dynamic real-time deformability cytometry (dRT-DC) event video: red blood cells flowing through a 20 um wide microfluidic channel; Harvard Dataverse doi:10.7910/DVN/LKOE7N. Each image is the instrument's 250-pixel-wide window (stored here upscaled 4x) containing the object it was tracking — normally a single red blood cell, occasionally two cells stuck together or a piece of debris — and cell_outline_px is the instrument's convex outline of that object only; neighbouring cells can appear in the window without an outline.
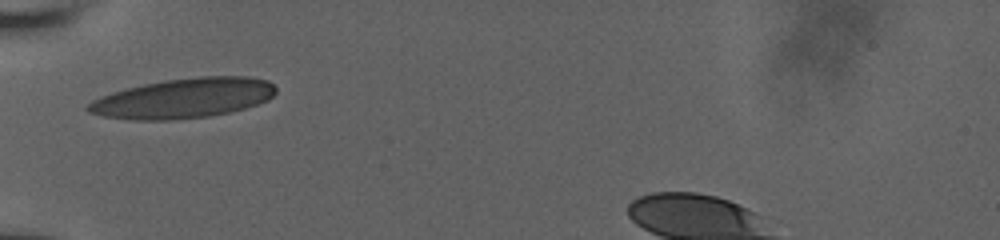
{"species": "human", "species_latin": "Homo sapiens", "temperature_condition": "room temperature", "stored_images_in_passage": 10, "camera_frame_rate_fps": 3000, "um_per_image_px": 0.085, "donor": {"sex": "male"}, "frame": {"image": 1, "passage_image": 1, "time_ms": 0.0, "image_size_px": [1000, 240], "cell_outline_px": [[276, 92], [268, 100], [244, 108], [228, 112], [208, 116], [172, 120], [132, 120], [100, 116], [88, 112], [84, 108], [92, 100], [100, 96], [112, 92], [144, 84], [164, 80], [200, 76], [248, 76], [268, 80], [276, 88]], "centroid_in_image_um": [15.56, 8.35], "position_along_channel_um": 69.4, "area_um2": 43.7}}
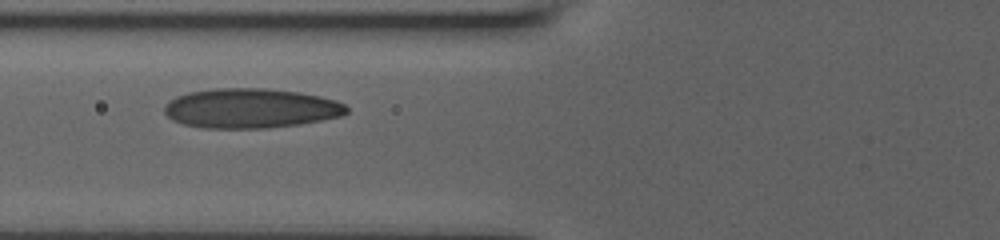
{"frame": {"image": 2, "passage_image": 9, "time_ms": 1.0, "image_size_px": [1000, 240], "cell_outline_px": [[348, 112], [340, 116], [320, 120], [296, 124], [268, 128], [204, 128], [184, 124], [172, 120], [164, 112], [164, 104], [176, 96], [188, 92], [212, 88], [264, 88], [300, 92], [320, 96], [336, 100], [344, 104], [348, 108]], "centroid_in_image_um": [21.28, 9.19], "position_along_channel_um": 104.5, "area_um2": 42.19}}